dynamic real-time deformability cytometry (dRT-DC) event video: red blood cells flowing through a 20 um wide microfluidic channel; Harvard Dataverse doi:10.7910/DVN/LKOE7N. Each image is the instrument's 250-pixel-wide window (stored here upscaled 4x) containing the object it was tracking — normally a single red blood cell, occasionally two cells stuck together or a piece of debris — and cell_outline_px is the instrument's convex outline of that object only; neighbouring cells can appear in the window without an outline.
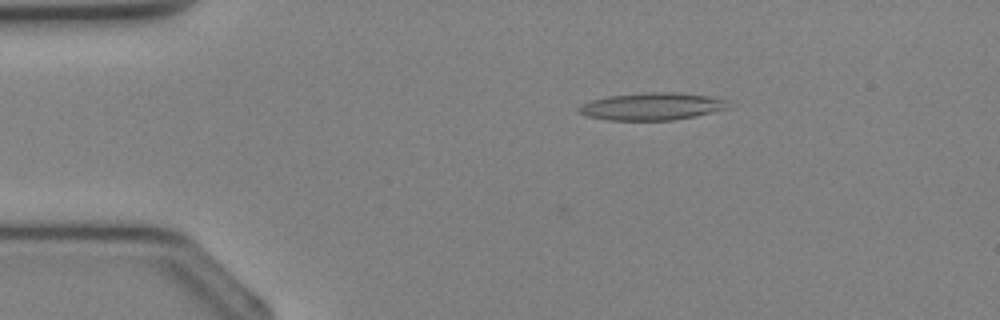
{"species": "Egyptian fruit bat (a non-hibernating species)", "species_latin": "Rousettus aegyptiacus", "temperature_condition": "cold", "stored_images_in_passage": 30, "camera_frame_rate_fps": 3000, "um_per_image_px": 0.085, "animal": {"sex": "female"}, "frame": {"image": 1, "passage_image": 3, "time_ms": 0.667, "image_size_px": [1000, 320], "cell_outline_px": [[732, 108], [696, 116], [672, 120], [608, 120], [588, 116], [576, 112], [576, 108], [580, 104], [592, 100], [608, 96], [648, 92], [680, 92], [708, 96], [724, 100]], "centroid_in_image_um": [55.4, 9.04], "position_along_channel_um": 29.6, "area_um2": 23.99}}
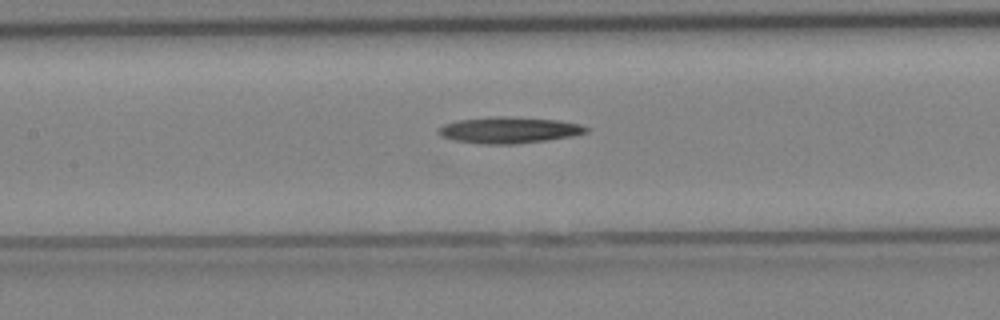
{"frame": {"image": 2, "passage_image": 13, "time_ms": 4.0, "image_size_px": [1000, 320], "cell_outline_px": [[588, 132], [572, 136], [548, 140], [512, 144], [484, 144], [456, 140], [440, 136], [436, 132], [436, 128], [444, 124], [456, 120], [500, 116], [504, 116], [556, 120], [580, 124], [588, 128]], "centroid_in_image_um": [43.22, 11.06], "position_along_channel_um": 164.2, "area_um2": 22.54}}
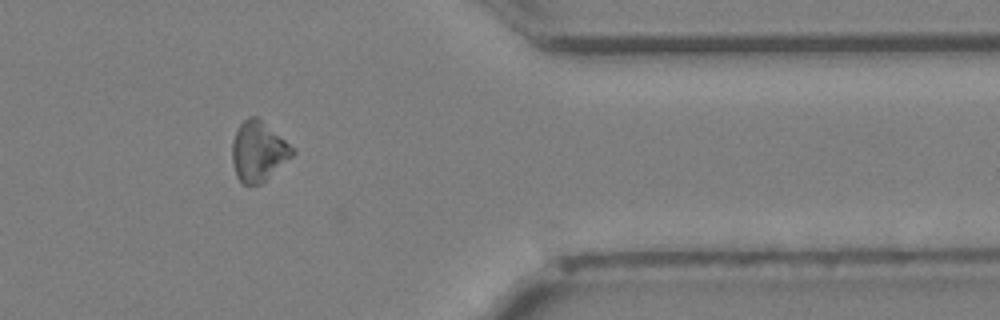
{"frame": {"image": 3, "passage_image": 26, "time_ms": 8.333, "image_size_px": [1000, 320], "cell_outline_px": [[296, 152], [264, 184], [244, 184], [236, 176], [232, 164], [232, 144], [236, 132], [240, 124], [248, 116], [256, 116], [296, 148]], "centroid_in_image_um": [21.98, 12.89], "position_along_channel_um": 389.4, "area_um2": 21.27}}